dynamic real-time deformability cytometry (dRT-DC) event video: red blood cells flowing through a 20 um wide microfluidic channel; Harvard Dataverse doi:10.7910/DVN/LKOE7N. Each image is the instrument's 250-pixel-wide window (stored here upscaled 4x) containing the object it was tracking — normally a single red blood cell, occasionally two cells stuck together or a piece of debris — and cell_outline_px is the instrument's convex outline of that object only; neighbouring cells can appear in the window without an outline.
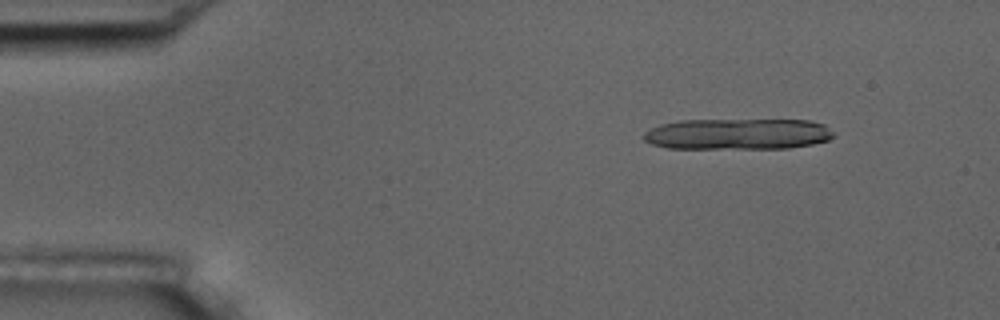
{"species": "common noctule bat (a hibernating species)", "species_latin": "Nyctalus noctula", "temperature_condition": "room temperature", "stored_images_in_passage": 7, "camera_frame_rate_fps": 3000, "um_per_image_px": 0.085, "animal": {"sex": "male", "body_mass_g": 17.5, "forearm_length_mm": 52.3}, "frame": {"image": 1, "passage_image": 3, "time_ms": 0.667, "image_size_px": [1000, 320], "cell_outline_px": [[836, 136], [828, 140], [812, 144], [788, 148], [668, 148], [652, 144], [644, 140], [644, 132], [660, 124], [680, 120], [808, 120], [824, 124], [836, 132]], "centroid_in_image_um": [62.76, 11.39], "position_along_channel_um": 22.2, "area_um2": 34.51}}
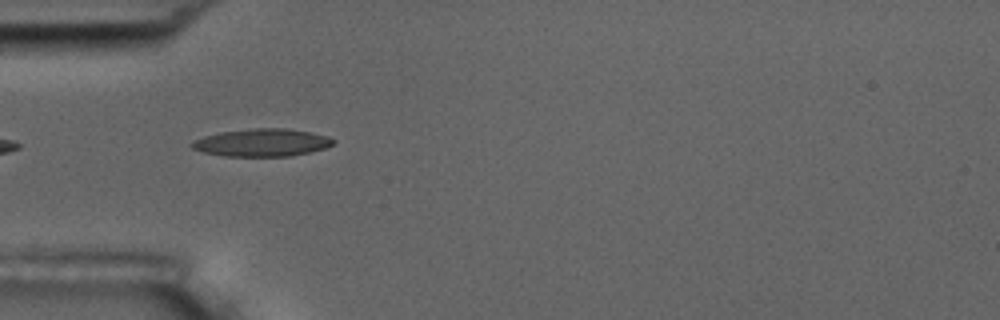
{"frame": {"image": 2, "passage_image": 6, "time_ms": 1.667, "image_size_px": [1000, 320], "cell_outline_px": [[336, 140], [332, 144], [324, 148], [292, 156], [224, 156], [204, 152], [192, 148], [188, 144], [192, 140], [204, 136], [220, 132], [256, 128], [288, 128], [328, 136]], "centroid_in_image_um": [22.23, 12.12], "position_along_channel_um": 62.8, "area_um2": 22.72}}